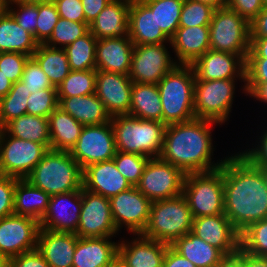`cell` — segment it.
<instances>
[{"label":"cell","instance_id":"6da1fadb","mask_svg":"<svg viewBox=\"0 0 267 267\" xmlns=\"http://www.w3.org/2000/svg\"><path fill=\"white\" fill-rule=\"evenodd\" d=\"M224 213L243 232L267 218V188L260 169L241 153L223 160Z\"/></svg>","mask_w":267,"mask_h":267},{"label":"cell","instance_id":"7a4b0ae2","mask_svg":"<svg viewBox=\"0 0 267 267\" xmlns=\"http://www.w3.org/2000/svg\"><path fill=\"white\" fill-rule=\"evenodd\" d=\"M218 122L194 118L166 126L159 158L180 168L185 174L209 172L222 166L213 163L212 124Z\"/></svg>","mask_w":267,"mask_h":267},{"label":"cell","instance_id":"3957f363","mask_svg":"<svg viewBox=\"0 0 267 267\" xmlns=\"http://www.w3.org/2000/svg\"><path fill=\"white\" fill-rule=\"evenodd\" d=\"M110 122L113 127L116 151L159 158L166 124L139 119L128 114L112 116Z\"/></svg>","mask_w":267,"mask_h":267},{"label":"cell","instance_id":"277c9868","mask_svg":"<svg viewBox=\"0 0 267 267\" xmlns=\"http://www.w3.org/2000/svg\"><path fill=\"white\" fill-rule=\"evenodd\" d=\"M50 196L83 187V169L69 151L49 149L25 178Z\"/></svg>","mask_w":267,"mask_h":267},{"label":"cell","instance_id":"5b68a950","mask_svg":"<svg viewBox=\"0 0 267 267\" xmlns=\"http://www.w3.org/2000/svg\"><path fill=\"white\" fill-rule=\"evenodd\" d=\"M195 73L191 65H177L158 83L166 125L190 121L194 112Z\"/></svg>","mask_w":267,"mask_h":267},{"label":"cell","instance_id":"8992f818","mask_svg":"<svg viewBox=\"0 0 267 267\" xmlns=\"http://www.w3.org/2000/svg\"><path fill=\"white\" fill-rule=\"evenodd\" d=\"M194 217L183 194L152 202L148 224L142 235L172 245L192 231Z\"/></svg>","mask_w":267,"mask_h":267},{"label":"cell","instance_id":"52a82bcc","mask_svg":"<svg viewBox=\"0 0 267 267\" xmlns=\"http://www.w3.org/2000/svg\"><path fill=\"white\" fill-rule=\"evenodd\" d=\"M183 195L194 218L224 214L223 163L209 172L186 174Z\"/></svg>","mask_w":267,"mask_h":267},{"label":"cell","instance_id":"ba28073f","mask_svg":"<svg viewBox=\"0 0 267 267\" xmlns=\"http://www.w3.org/2000/svg\"><path fill=\"white\" fill-rule=\"evenodd\" d=\"M210 50L240 55L245 61L250 50V23L225 6L215 9L209 24Z\"/></svg>","mask_w":267,"mask_h":267},{"label":"cell","instance_id":"9c48e42d","mask_svg":"<svg viewBox=\"0 0 267 267\" xmlns=\"http://www.w3.org/2000/svg\"><path fill=\"white\" fill-rule=\"evenodd\" d=\"M236 79L195 80L194 112L196 118L224 123L231 112Z\"/></svg>","mask_w":267,"mask_h":267},{"label":"cell","instance_id":"30bf717a","mask_svg":"<svg viewBox=\"0 0 267 267\" xmlns=\"http://www.w3.org/2000/svg\"><path fill=\"white\" fill-rule=\"evenodd\" d=\"M186 174L160 158H149L137 189L151 202L170 199L183 194Z\"/></svg>","mask_w":267,"mask_h":267},{"label":"cell","instance_id":"8fae6325","mask_svg":"<svg viewBox=\"0 0 267 267\" xmlns=\"http://www.w3.org/2000/svg\"><path fill=\"white\" fill-rule=\"evenodd\" d=\"M48 150L44 144L5 133L0 141V174L25 179Z\"/></svg>","mask_w":267,"mask_h":267},{"label":"cell","instance_id":"7c38bea8","mask_svg":"<svg viewBox=\"0 0 267 267\" xmlns=\"http://www.w3.org/2000/svg\"><path fill=\"white\" fill-rule=\"evenodd\" d=\"M163 44L135 45L128 76L132 82L157 84L178 63L171 60Z\"/></svg>","mask_w":267,"mask_h":267},{"label":"cell","instance_id":"4fadbf2b","mask_svg":"<svg viewBox=\"0 0 267 267\" xmlns=\"http://www.w3.org/2000/svg\"><path fill=\"white\" fill-rule=\"evenodd\" d=\"M70 153L82 169L93 163L112 160L116 146L111 122L83 126L79 139Z\"/></svg>","mask_w":267,"mask_h":267},{"label":"cell","instance_id":"5bb4252c","mask_svg":"<svg viewBox=\"0 0 267 267\" xmlns=\"http://www.w3.org/2000/svg\"><path fill=\"white\" fill-rule=\"evenodd\" d=\"M111 213L117 231L123 225L133 234H142L145 230L152 202L136 186L109 198Z\"/></svg>","mask_w":267,"mask_h":267},{"label":"cell","instance_id":"9a60e30c","mask_svg":"<svg viewBox=\"0 0 267 267\" xmlns=\"http://www.w3.org/2000/svg\"><path fill=\"white\" fill-rule=\"evenodd\" d=\"M117 232L109 198L82 187V205L76 235L83 238L113 237Z\"/></svg>","mask_w":267,"mask_h":267},{"label":"cell","instance_id":"2e32d148","mask_svg":"<svg viewBox=\"0 0 267 267\" xmlns=\"http://www.w3.org/2000/svg\"><path fill=\"white\" fill-rule=\"evenodd\" d=\"M39 222L12 214L0 219V252L8 258L37 249Z\"/></svg>","mask_w":267,"mask_h":267},{"label":"cell","instance_id":"e0dca14e","mask_svg":"<svg viewBox=\"0 0 267 267\" xmlns=\"http://www.w3.org/2000/svg\"><path fill=\"white\" fill-rule=\"evenodd\" d=\"M82 205V188L76 191L51 195L41 229L53 232L77 233Z\"/></svg>","mask_w":267,"mask_h":267},{"label":"cell","instance_id":"ac0fdd59","mask_svg":"<svg viewBox=\"0 0 267 267\" xmlns=\"http://www.w3.org/2000/svg\"><path fill=\"white\" fill-rule=\"evenodd\" d=\"M191 232L219 249L227 258L233 257L240 247V233L225 213L194 218Z\"/></svg>","mask_w":267,"mask_h":267},{"label":"cell","instance_id":"d6986e66","mask_svg":"<svg viewBox=\"0 0 267 267\" xmlns=\"http://www.w3.org/2000/svg\"><path fill=\"white\" fill-rule=\"evenodd\" d=\"M191 66L195 73V80L238 78L245 83L246 61L237 54L208 50Z\"/></svg>","mask_w":267,"mask_h":267},{"label":"cell","instance_id":"ffe728a7","mask_svg":"<svg viewBox=\"0 0 267 267\" xmlns=\"http://www.w3.org/2000/svg\"><path fill=\"white\" fill-rule=\"evenodd\" d=\"M133 82L129 76L97 70L95 94L109 115L129 114Z\"/></svg>","mask_w":267,"mask_h":267},{"label":"cell","instance_id":"44dd1931","mask_svg":"<svg viewBox=\"0 0 267 267\" xmlns=\"http://www.w3.org/2000/svg\"><path fill=\"white\" fill-rule=\"evenodd\" d=\"M133 187L118 171L114 160L88 165L83 169V188L111 198Z\"/></svg>","mask_w":267,"mask_h":267},{"label":"cell","instance_id":"7402d4cb","mask_svg":"<svg viewBox=\"0 0 267 267\" xmlns=\"http://www.w3.org/2000/svg\"><path fill=\"white\" fill-rule=\"evenodd\" d=\"M130 242L118 245V259L125 267H162L168 244L136 234Z\"/></svg>","mask_w":267,"mask_h":267},{"label":"cell","instance_id":"603a6c76","mask_svg":"<svg viewBox=\"0 0 267 267\" xmlns=\"http://www.w3.org/2000/svg\"><path fill=\"white\" fill-rule=\"evenodd\" d=\"M131 0H111L89 24L90 33L97 39L129 38V9Z\"/></svg>","mask_w":267,"mask_h":267},{"label":"cell","instance_id":"cb8c5ba5","mask_svg":"<svg viewBox=\"0 0 267 267\" xmlns=\"http://www.w3.org/2000/svg\"><path fill=\"white\" fill-rule=\"evenodd\" d=\"M133 49L130 38L99 39L96 45V70L128 76Z\"/></svg>","mask_w":267,"mask_h":267},{"label":"cell","instance_id":"d4e9b609","mask_svg":"<svg viewBox=\"0 0 267 267\" xmlns=\"http://www.w3.org/2000/svg\"><path fill=\"white\" fill-rule=\"evenodd\" d=\"M78 236L39 229L37 249L50 267H72Z\"/></svg>","mask_w":267,"mask_h":267},{"label":"cell","instance_id":"484cf974","mask_svg":"<svg viewBox=\"0 0 267 267\" xmlns=\"http://www.w3.org/2000/svg\"><path fill=\"white\" fill-rule=\"evenodd\" d=\"M129 38L134 46L170 43V39L157 26L155 11H151L141 0H131Z\"/></svg>","mask_w":267,"mask_h":267},{"label":"cell","instance_id":"4316f807","mask_svg":"<svg viewBox=\"0 0 267 267\" xmlns=\"http://www.w3.org/2000/svg\"><path fill=\"white\" fill-rule=\"evenodd\" d=\"M110 237H79L72 267H108L118 258L119 243Z\"/></svg>","mask_w":267,"mask_h":267},{"label":"cell","instance_id":"83f0119b","mask_svg":"<svg viewBox=\"0 0 267 267\" xmlns=\"http://www.w3.org/2000/svg\"><path fill=\"white\" fill-rule=\"evenodd\" d=\"M170 46L178 65H192L210 50L209 26L179 27L170 39Z\"/></svg>","mask_w":267,"mask_h":267},{"label":"cell","instance_id":"f1b7e54d","mask_svg":"<svg viewBox=\"0 0 267 267\" xmlns=\"http://www.w3.org/2000/svg\"><path fill=\"white\" fill-rule=\"evenodd\" d=\"M58 102L59 108L83 126L101 125L109 122L112 118L95 93L85 96L58 98Z\"/></svg>","mask_w":267,"mask_h":267},{"label":"cell","instance_id":"f546056e","mask_svg":"<svg viewBox=\"0 0 267 267\" xmlns=\"http://www.w3.org/2000/svg\"><path fill=\"white\" fill-rule=\"evenodd\" d=\"M171 246L196 267H221L227 259L219 249L192 232L180 237Z\"/></svg>","mask_w":267,"mask_h":267},{"label":"cell","instance_id":"4dcf8cb0","mask_svg":"<svg viewBox=\"0 0 267 267\" xmlns=\"http://www.w3.org/2000/svg\"><path fill=\"white\" fill-rule=\"evenodd\" d=\"M38 44L34 36L19 26L8 11L0 17V53H23L31 57Z\"/></svg>","mask_w":267,"mask_h":267},{"label":"cell","instance_id":"1f68e13d","mask_svg":"<svg viewBox=\"0 0 267 267\" xmlns=\"http://www.w3.org/2000/svg\"><path fill=\"white\" fill-rule=\"evenodd\" d=\"M50 149L71 151L76 145L83 125L57 107L48 117Z\"/></svg>","mask_w":267,"mask_h":267},{"label":"cell","instance_id":"d6a6232c","mask_svg":"<svg viewBox=\"0 0 267 267\" xmlns=\"http://www.w3.org/2000/svg\"><path fill=\"white\" fill-rule=\"evenodd\" d=\"M143 120L163 123V108L157 84L133 82L129 114Z\"/></svg>","mask_w":267,"mask_h":267},{"label":"cell","instance_id":"836d02e7","mask_svg":"<svg viewBox=\"0 0 267 267\" xmlns=\"http://www.w3.org/2000/svg\"><path fill=\"white\" fill-rule=\"evenodd\" d=\"M50 195L31 185L26 179H18L14 192V214L28 216L38 222L44 216Z\"/></svg>","mask_w":267,"mask_h":267},{"label":"cell","instance_id":"e575fe53","mask_svg":"<svg viewBox=\"0 0 267 267\" xmlns=\"http://www.w3.org/2000/svg\"><path fill=\"white\" fill-rule=\"evenodd\" d=\"M31 57L38 63L51 84L56 88L71 71L64 48L51 47L41 43L38 44L36 51Z\"/></svg>","mask_w":267,"mask_h":267},{"label":"cell","instance_id":"d590c367","mask_svg":"<svg viewBox=\"0 0 267 267\" xmlns=\"http://www.w3.org/2000/svg\"><path fill=\"white\" fill-rule=\"evenodd\" d=\"M6 134L18 139L44 144L50 149L48 118L24 114L6 124Z\"/></svg>","mask_w":267,"mask_h":267},{"label":"cell","instance_id":"8d00e7d4","mask_svg":"<svg viewBox=\"0 0 267 267\" xmlns=\"http://www.w3.org/2000/svg\"><path fill=\"white\" fill-rule=\"evenodd\" d=\"M97 41L88 31L64 48L71 71L96 70Z\"/></svg>","mask_w":267,"mask_h":267},{"label":"cell","instance_id":"74e56055","mask_svg":"<svg viewBox=\"0 0 267 267\" xmlns=\"http://www.w3.org/2000/svg\"><path fill=\"white\" fill-rule=\"evenodd\" d=\"M151 11L161 31L171 39L179 28L184 0H141Z\"/></svg>","mask_w":267,"mask_h":267},{"label":"cell","instance_id":"f35d334b","mask_svg":"<svg viewBox=\"0 0 267 267\" xmlns=\"http://www.w3.org/2000/svg\"><path fill=\"white\" fill-rule=\"evenodd\" d=\"M97 70L70 71L57 87V98L85 96L95 93Z\"/></svg>","mask_w":267,"mask_h":267},{"label":"cell","instance_id":"ab89813d","mask_svg":"<svg viewBox=\"0 0 267 267\" xmlns=\"http://www.w3.org/2000/svg\"><path fill=\"white\" fill-rule=\"evenodd\" d=\"M30 93L25 85L18 81L13 83L8 94L0 98V116L5 124L12 119L27 114V101Z\"/></svg>","mask_w":267,"mask_h":267},{"label":"cell","instance_id":"60d3db41","mask_svg":"<svg viewBox=\"0 0 267 267\" xmlns=\"http://www.w3.org/2000/svg\"><path fill=\"white\" fill-rule=\"evenodd\" d=\"M240 247L249 254L267 257V218L250 224L240 233Z\"/></svg>","mask_w":267,"mask_h":267},{"label":"cell","instance_id":"b9f144b4","mask_svg":"<svg viewBox=\"0 0 267 267\" xmlns=\"http://www.w3.org/2000/svg\"><path fill=\"white\" fill-rule=\"evenodd\" d=\"M89 31L88 23L74 22L59 18L50 38L44 43L51 47L65 48Z\"/></svg>","mask_w":267,"mask_h":267},{"label":"cell","instance_id":"7bdbcfd3","mask_svg":"<svg viewBox=\"0 0 267 267\" xmlns=\"http://www.w3.org/2000/svg\"><path fill=\"white\" fill-rule=\"evenodd\" d=\"M215 8L197 0H184L179 27L209 26Z\"/></svg>","mask_w":267,"mask_h":267},{"label":"cell","instance_id":"ee69618b","mask_svg":"<svg viewBox=\"0 0 267 267\" xmlns=\"http://www.w3.org/2000/svg\"><path fill=\"white\" fill-rule=\"evenodd\" d=\"M113 160L118 171L132 186H136L140 181L144 167L149 158L135 153L116 151Z\"/></svg>","mask_w":267,"mask_h":267},{"label":"cell","instance_id":"f6af8a7d","mask_svg":"<svg viewBox=\"0 0 267 267\" xmlns=\"http://www.w3.org/2000/svg\"><path fill=\"white\" fill-rule=\"evenodd\" d=\"M57 88L31 93L27 101V114L48 118L58 107Z\"/></svg>","mask_w":267,"mask_h":267},{"label":"cell","instance_id":"bcb514c9","mask_svg":"<svg viewBox=\"0 0 267 267\" xmlns=\"http://www.w3.org/2000/svg\"><path fill=\"white\" fill-rule=\"evenodd\" d=\"M60 15L53 2L38 4L37 42L45 43L53 33Z\"/></svg>","mask_w":267,"mask_h":267},{"label":"cell","instance_id":"7dc6e473","mask_svg":"<svg viewBox=\"0 0 267 267\" xmlns=\"http://www.w3.org/2000/svg\"><path fill=\"white\" fill-rule=\"evenodd\" d=\"M12 4L17 5V10H14ZM11 8V9H10ZM7 11L12 15L15 21L24 30L34 36L37 41V19H38V4H23L14 1H8Z\"/></svg>","mask_w":267,"mask_h":267},{"label":"cell","instance_id":"c3c4849f","mask_svg":"<svg viewBox=\"0 0 267 267\" xmlns=\"http://www.w3.org/2000/svg\"><path fill=\"white\" fill-rule=\"evenodd\" d=\"M21 82L30 94L43 89L56 88L51 84L47 75L32 57L25 64Z\"/></svg>","mask_w":267,"mask_h":267},{"label":"cell","instance_id":"681fc988","mask_svg":"<svg viewBox=\"0 0 267 267\" xmlns=\"http://www.w3.org/2000/svg\"><path fill=\"white\" fill-rule=\"evenodd\" d=\"M30 56L23 53H0V71L12 83L21 81L26 62Z\"/></svg>","mask_w":267,"mask_h":267},{"label":"cell","instance_id":"f907efd6","mask_svg":"<svg viewBox=\"0 0 267 267\" xmlns=\"http://www.w3.org/2000/svg\"><path fill=\"white\" fill-rule=\"evenodd\" d=\"M18 178L0 174V219L14 214V192Z\"/></svg>","mask_w":267,"mask_h":267},{"label":"cell","instance_id":"816d5d0a","mask_svg":"<svg viewBox=\"0 0 267 267\" xmlns=\"http://www.w3.org/2000/svg\"><path fill=\"white\" fill-rule=\"evenodd\" d=\"M53 3L61 18L74 22L87 23L81 0H55Z\"/></svg>","mask_w":267,"mask_h":267},{"label":"cell","instance_id":"f5cc1de1","mask_svg":"<svg viewBox=\"0 0 267 267\" xmlns=\"http://www.w3.org/2000/svg\"><path fill=\"white\" fill-rule=\"evenodd\" d=\"M227 7L250 23L264 8L262 0H227Z\"/></svg>","mask_w":267,"mask_h":267},{"label":"cell","instance_id":"db71d44e","mask_svg":"<svg viewBox=\"0 0 267 267\" xmlns=\"http://www.w3.org/2000/svg\"><path fill=\"white\" fill-rule=\"evenodd\" d=\"M245 82H267V58H246Z\"/></svg>","mask_w":267,"mask_h":267},{"label":"cell","instance_id":"11a10c76","mask_svg":"<svg viewBox=\"0 0 267 267\" xmlns=\"http://www.w3.org/2000/svg\"><path fill=\"white\" fill-rule=\"evenodd\" d=\"M9 267H50L38 249L9 258Z\"/></svg>","mask_w":267,"mask_h":267},{"label":"cell","instance_id":"9f6ffc18","mask_svg":"<svg viewBox=\"0 0 267 267\" xmlns=\"http://www.w3.org/2000/svg\"><path fill=\"white\" fill-rule=\"evenodd\" d=\"M263 133L256 148L240 152L255 166H267V130Z\"/></svg>","mask_w":267,"mask_h":267},{"label":"cell","instance_id":"6f0895ef","mask_svg":"<svg viewBox=\"0 0 267 267\" xmlns=\"http://www.w3.org/2000/svg\"><path fill=\"white\" fill-rule=\"evenodd\" d=\"M267 37V7L250 22V38Z\"/></svg>","mask_w":267,"mask_h":267},{"label":"cell","instance_id":"680465c9","mask_svg":"<svg viewBox=\"0 0 267 267\" xmlns=\"http://www.w3.org/2000/svg\"><path fill=\"white\" fill-rule=\"evenodd\" d=\"M85 21L91 24L111 0H81Z\"/></svg>","mask_w":267,"mask_h":267},{"label":"cell","instance_id":"91938a15","mask_svg":"<svg viewBox=\"0 0 267 267\" xmlns=\"http://www.w3.org/2000/svg\"><path fill=\"white\" fill-rule=\"evenodd\" d=\"M233 257L242 267H267V257L249 254L241 247H239L237 253Z\"/></svg>","mask_w":267,"mask_h":267},{"label":"cell","instance_id":"94428289","mask_svg":"<svg viewBox=\"0 0 267 267\" xmlns=\"http://www.w3.org/2000/svg\"><path fill=\"white\" fill-rule=\"evenodd\" d=\"M162 267H196L192 262L179 254L171 245L165 253Z\"/></svg>","mask_w":267,"mask_h":267},{"label":"cell","instance_id":"6125c7cd","mask_svg":"<svg viewBox=\"0 0 267 267\" xmlns=\"http://www.w3.org/2000/svg\"><path fill=\"white\" fill-rule=\"evenodd\" d=\"M244 93L267 104V82H245Z\"/></svg>","mask_w":267,"mask_h":267},{"label":"cell","instance_id":"be15d7a7","mask_svg":"<svg viewBox=\"0 0 267 267\" xmlns=\"http://www.w3.org/2000/svg\"><path fill=\"white\" fill-rule=\"evenodd\" d=\"M250 39V50L247 58H267V37Z\"/></svg>","mask_w":267,"mask_h":267},{"label":"cell","instance_id":"e7e4bbea","mask_svg":"<svg viewBox=\"0 0 267 267\" xmlns=\"http://www.w3.org/2000/svg\"><path fill=\"white\" fill-rule=\"evenodd\" d=\"M12 86L13 83L0 71V98L6 96Z\"/></svg>","mask_w":267,"mask_h":267},{"label":"cell","instance_id":"03108f58","mask_svg":"<svg viewBox=\"0 0 267 267\" xmlns=\"http://www.w3.org/2000/svg\"><path fill=\"white\" fill-rule=\"evenodd\" d=\"M197 1L209 4L215 9L222 8L227 5V0H197Z\"/></svg>","mask_w":267,"mask_h":267},{"label":"cell","instance_id":"003e7915","mask_svg":"<svg viewBox=\"0 0 267 267\" xmlns=\"http://www.w3.org/2000/svg\"><path fill=\"white\" fill-rule=\"evenodd\" d=\"M221 267H242V265L234 258H227Z\"/></svg>","mask_w":267,"mask_h":267},{"label":"cell","instance_id":"a7ac6f4b","mask_svg":"<svg viewBox=\"0 0 267 267\" xmlns=\"http://www.w3.org/2000/svg\"><path fill=\"white\" fill-rule=\"evenodd\" d=\"M8 1H14L19 2L23 4H40V3H46V2H54L55 0H8Z\"/></svg>","mask_w":267,"mask_h":267},{"label":"cell","instance_id":"89a4df30","mask_svg":"<svg viewBox=\"0 0 267 267\" xmlns=\"http://www.w3.org/2000/svg\"><path fill=\"white\" fill-rule=\"evenodd\" d=\"M0 267H9V258L0 252Z\"/></svg>","mask_w":267,"mask_h":267},{"label":"cell","instance_id":"2644e50d","mask_svg":"<svg viewBox=\"0 0 267 267\" xmlns=\"http://www.w3.org/2000/svg\"><path fill=\"white\" fill-rule=\"evenodd\" d=\"M6 133V124L4 123L2 117L0 116V141L3 139Z\"/></svg>","mask_w":267,"mask_h":267},{"label":"cell","instance_id":"8c879c8a","mask_svg":"<svg viewBox=\"0 0 267 267\" xmlns=\"http://www.w3.org/2000/svg\"><path fill=\"white\" fill-rule=\"evenodd\" d=\"M262 174L263 180H264V184L265 187L267 188V166H257Z\"/></svg>","mask_w":267,"mask_h":267},{"label":"cell","instance_id":"753ad0ef","mask_svg":"<svg viewBox=\"0 0 267 267\" xmlns=\"http://www.w3.org/2000/svg\"><path fill=\"white\" fill-rule=\"evenodd\" d=\"M8 0H0V17L7 11Z\"/></svg>","mask_w":267,"mask_h":267},{"label":"cell","instance_id":"34e18365","mask_svg":"<svg viewBox=\"0 0 267 267\" xmlns=\"http://www.w3.org/2000/svg\"><path fill=\"white\" fill-rule=\"evenodd\" d=\"M108 267H125L121 261L117 258L112 264H110Z\"/></svg>","mask_w":267,"mask_h":267},{"label":"cell","instance_id":"11e5206c","mask_svg":"<svg viewBox=\"0 0 267 267\" xmlns=\"http://www.w3.org/2000/svg\"><path fill=\"white\" fill-rule=\"evenodd\" d=\"M264 7H267V0H262Z\"/></svg>","mask_w":267,"mask_h":267}]
</instances>
